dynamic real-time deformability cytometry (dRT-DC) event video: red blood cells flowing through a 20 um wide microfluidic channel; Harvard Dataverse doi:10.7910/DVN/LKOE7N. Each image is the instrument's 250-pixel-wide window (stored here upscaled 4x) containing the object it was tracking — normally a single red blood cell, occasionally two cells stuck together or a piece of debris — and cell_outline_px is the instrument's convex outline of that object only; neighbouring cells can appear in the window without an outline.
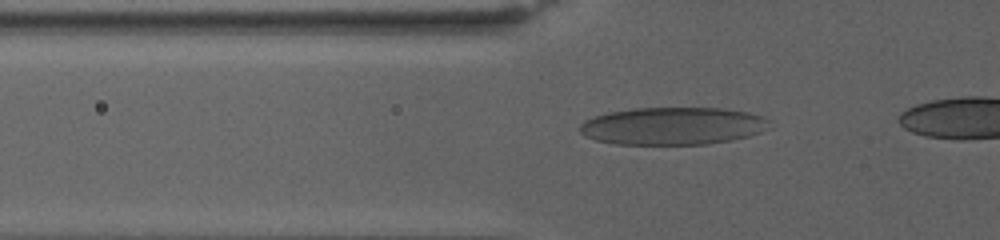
{"species": "human", "species_latin": "Homo sapiens", "temperature_condition": "warm", "stored_images_in_passage": 4, "camera_frame_rate_fps": 3000, "um_per_image_px": 0.085, "donor": {"sex": "female"}, "frame": {"image": 1, "passage_image": 3, "time_ms": 1.667, "image_size_px": [1000, 240], "cell_outline_px": [[772, 120], [760, 132], [748, 136], [732, 140], [704, 144], [616, 144], [596, 140], [584, 136], [580, 132], [580, 124], [584, 120], [608, 112], [632, 108], [720, 108], [748, 112]], "centroid_in_image_um": [57.15, 10.7], "position_along_channel_um": 68.7, "area_um2": 41.38}}